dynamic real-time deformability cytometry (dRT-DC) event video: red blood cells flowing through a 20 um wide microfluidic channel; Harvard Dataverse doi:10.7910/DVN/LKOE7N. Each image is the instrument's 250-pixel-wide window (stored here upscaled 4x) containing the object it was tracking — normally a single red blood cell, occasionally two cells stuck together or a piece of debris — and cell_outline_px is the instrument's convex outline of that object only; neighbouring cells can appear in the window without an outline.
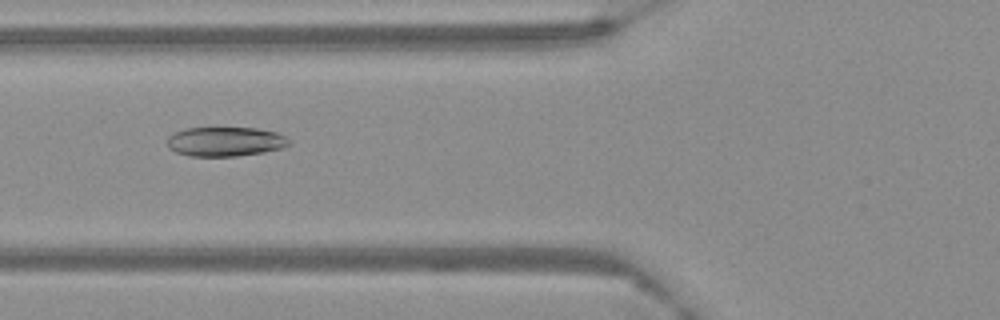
{"species": "Egyptian fruit bat (a non-hibernating species)", "species_latin": "Rousettus aegyptiacus", "temperature_condition": "warm", "stored_images_in_passage": 21, "camera_frame_rate_fps": 3000, "um_per_image_px": 0.085, "frame": {"image": 1, "passage_image": 4, "time_ms": 1.0, "image_size_px": [1000, 320], "cell_outline_px": [[292, 144], [284, 148], [264, 152], [236, 156], [188, 156], [176, 152], [168, 148], [164, 140], [168, 136], [184, 128], [256, 128], [280, 132], [292, 140]], "centroid_in_image_um": [19.18, 12.03], "position_along_channel_um": 106.6, "area_um2": 21.39}}
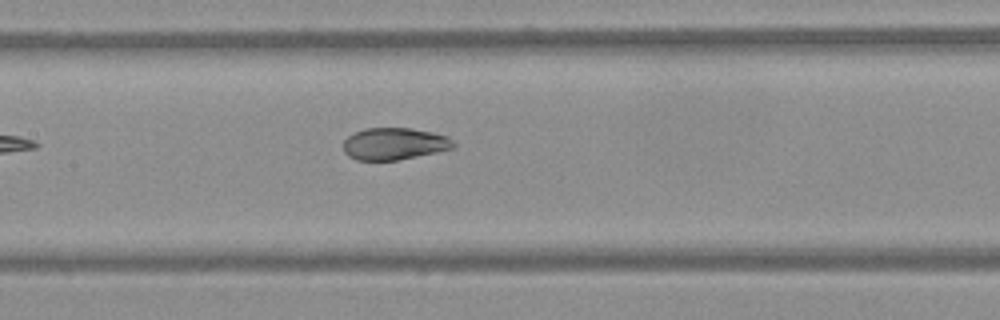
{"frame": {"image": 2, "passage_image": 10, "time_ms": 3.0, "image_size_px": [1000, 320], "cell_outline_px": [[456, 144], [452, 148], [436, 152], [396, 160], [356, 160], [348, 156], [344, 152], [344, 140], [352, 132], [364, 128], [412, 128], [432, 132], [448, 136]], "centroid_in_image_um": [33.49, 12.21], "position_along_channel_um": 173.9, "area_um2": 20.58}}
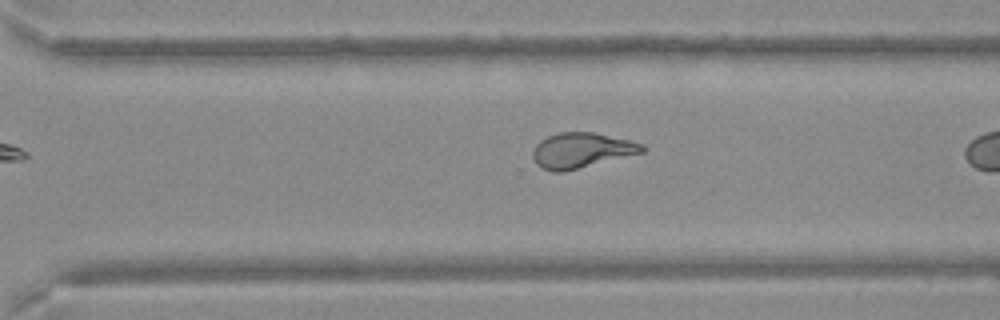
{"frame": {"image": 3, "passage_image": 20, "time_ms": 6.333, "image_size_px": [1000, 320], "cell_outline_px": [[648, 148], [644, 152], [564, 172], [552, 172], [536, 164], [532, 156], [532, 152], [536, 144], [540, 140], [548, 136], [560, 132], [592, 132], [628, 140], [644, 144]], "centroid_in_image_um": [49.42, 12.78], "position_along_channel_um": 321.2, "area_um2": 22.43}}